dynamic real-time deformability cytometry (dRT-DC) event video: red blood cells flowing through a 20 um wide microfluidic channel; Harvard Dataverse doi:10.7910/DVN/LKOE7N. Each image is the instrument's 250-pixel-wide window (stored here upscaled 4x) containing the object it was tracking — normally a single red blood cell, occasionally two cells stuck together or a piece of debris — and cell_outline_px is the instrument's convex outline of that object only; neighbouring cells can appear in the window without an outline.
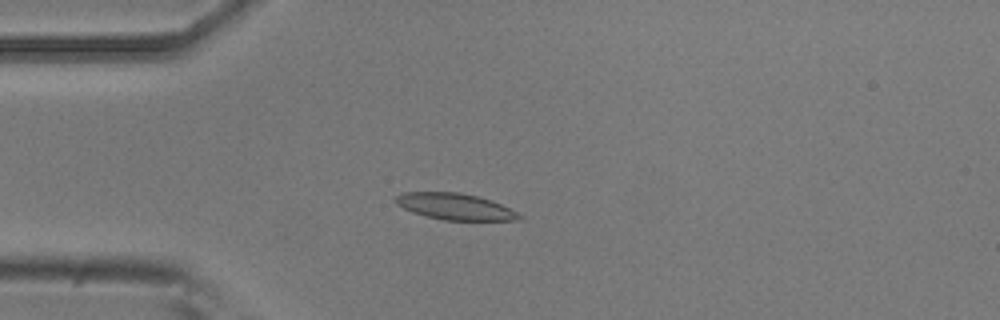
{"species": "common noctule bat (a hibernating species)", "species_latin": "Nyctalus noctula", "temperature_condition": "room temperature", "stored_images_in_passage": 5, "camera_frame_rate_fps": 3000, "um_per_image_px": 0.085, "animal": {"sex": "male", "body_mass_g": 20.5, "forearm_length_mm": 52.5}, "frame": {"image": 1, "passage_image": 4, "time_ms": 1.0, "image_size_px": [1000, 320], "cell_outline_px": [[524, 216], [520, 220], [444, 220], [412, 212], [396, 204], [392, 200], [396, 196], [404, 192], [460, 192], [492, 200]], "centroid_in_image_um": [38.66, 17.55], "position_along_channel_um": 46.3, "area_um2": 18.9}}